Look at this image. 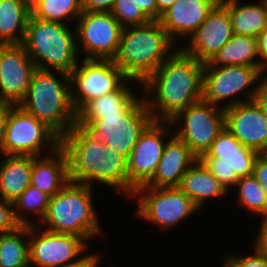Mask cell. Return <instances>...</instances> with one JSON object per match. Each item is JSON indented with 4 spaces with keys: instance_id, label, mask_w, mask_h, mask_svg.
<instances>
[{
    "instance_id": "cell-1",
    "label": "cell",
    "mask_w": 267,
    "mask_h": 267,
    "mask_svg": "<svg viewBox=\"0 0 267 267\" xmlns=\"http://www.w3.org/2000/svg\"><path fill=\"white\" fill-rule=\"evenodd\" d=\"M204 63L177 48L142 84L153 120L169 121L203 97Z\"/></svg>"
},
{
    "instance_id": "cell-2",
    "label": "cell",
    "mask_w": 267,
    "mask_h": 267,
    "mask_svg": "<svg viewBox=\"0 0 267 267\" xmlns=\"http://www.w3.org/2000/svg\"><path fill=\"white\" fill-rule=\"evenodd\" d=\"M60 146L68 158L70 181L93 188L97 182L128 197L127 160L82 127L74 125Z\"/></svg>"
},
{
    "instance_id": "cell-3",
    "label": "cell",
    "mask_w": 267,
    "mask_h": 267,
    "mask_svg": "<svg viewBox=\"0 0 267 267\" xmlns=\"http://www.w3.org/2000/svg\"><path fill=\"white\" fill-rule=\"evenodd\" d=\"M174 45L159 21L125 27L112 60L129 79L141 86L177 49Z\"/></svg>"
},
{
    "instance_id": "cell-4",
    "label": "cell",
    "mask_w": 267,
    "mask_h": 267,
    "mask_svg": "<svg viewBox=\"0 0 267 267\" xmlns=\"http://www.w3.org/2000/svg\"><path fill=\"white\" fill-rule=\"evenodd\" d=\"M18 105L44 122L60 138L76 125L68 73L37 68L26 96Z\"/></svg>"
},
{
    "instance_id": "cell-5",
    "label": "cell",
    "mask_w": 267,
    "mask_h": 267,
    "mask_svg": "<svg viewBox=\"0 0 267 267\" xmlns=\"http://www.w3.org/2000/svg\"><path fill=\"white\" fill-rule=\"evenodd\" d=\"M92 187L69 181L50 197L45 217L40 222L44 229L83 237L88 243L103 237V231L94 206ZM104 232V233H103Z\"/></svg>"
},
{
    "instance_id": "cell-6",
    "label": "cell",
    "mask_w": 267,
    "mask_h": 267,
    "mask_svg": "<svg viewBox=\"0 0 267 267\" xmlns=\"http://www.w3.org/2000/svg\"><path fill=\"white\" fill-rule=\"evenodd\" d=\"M69 27L67 23L44 21L30 16L21 45L36 68L68 74L75 68L80 58L75 28Z\"/></svg>"
},
{
    "instance_id": "cell-7",
    "label": "cell",
    "mask_w": 267,
    "mask_h": 267,
    "mask_svg": "<svg viewBox=\"0 0 267 267\" xmlns=\"http://www.w3.org/2000/svg\"><path fill=\"white\" fill-rule=\"evenodd\" d=\"M262 74L257 67L245 65L214 66L210 61L206 62L203 72L202 99L223 109L242 102L252 101Z\"/></svg>"
},
{
    "instance_id": "cell-8",
    "label": "cell",
    "mask_w": 267,
    "mask_h": 267,
    "mask_svg": "<svg viewBox=\"0 0 267 267\" xmlns=\"http://www.w3.org/2000/svg\"><path fill=\"white\" fill-rule=\"evenodd\" d=\"M131 198H137L135 217L152 222L161 229H171L200 211L178 187L154 188L141 186Z\"/></svg>"
},
{
    "instance_id": "cell-9",
    "label": "cell",
    "mask_w": 267,
    "mask_h": 267,
    "mask_svg": "<svg viewBox=\"0 0 267 267\" xmlns=\"http://www.w3.org/2000/svg\"><path fill=\"white\" fill-rule=\"evenodd\" d=\"M60 144L61 138L44 122L38 121L19 105L8 104L3 155L43 156L44 149L50 154Z\"/></svg>"
},
{
    "instance_id": "cell-10",
    "label": "cell",
    "mask_w": 267,
    "mask_h": 267,
    "mask_svg": "<svg viewBox=\"0 0 267 267\" xmlns=\"http://www.w3.org/2000/svg\"><path fill=\"white\" fill-rule=\"evenodd\" d=\"M169 122L173 135L199 158L225 128L224 109L201 99L180 110Z\"/></svg>"
},
{
    "instance_id": "cell-11",
    "label": "cell",
    "mask_w": 267,
    "mask_h": 267,
    "mask_svg": "<svg viewBox=\"0 0 267 267\" xmlns=\"http://www.w3.org/2000/svg\"><path fill=\"white\" fill-rule=\"evenodd\" d=\"M258 156L257 151L244 146L224 128L198 159L229 192L239 178L253 175Z\"/></svg>"
},
{
    "instance_id": "cell-12",
    "label": "cell",
    "mask_w": 267,
    "mask_h": 267,
    "mask_svg": "<svg viewBox=\"0 0 267 267\" xmlns=\"http://www.w3.org/2000/svg\"><path fill=\"white\" fill-rule=\"evenodd\" d=\"M152 121L142 97L126 114H100L84 129L128 160L141 133Z\"/></svg>"
},
{
    "instance_id": "cell-13",
    "label": "cell",
    "mask_w": 267,
    "mask_h": 267,
    "mask_svg": "<svg viewBox=\"0 0 267 267\" xmlns=\"http://www.w3.org/2000/svg\"><path fill=\"white\" fill-rule=\"evenodd\" d=\"M81 61L69 73L71 103L76 113L90 100L118 90L129 79L113 60Z\"/></svg>"
},
{
    "instance_id": "cell-14",
    "label": "cell",
    "mask_w": 267,
    "mask_h": 267,
    "mask_svg": "<svg viewBox=\"0 0 267 267\" xmlns=\"http://www.w3.org/2000/svg\"><path fill=\"white\" fill-rule=\"evenodd\" d=\"M123 27L111 12L83 11L76 20L78 55L86 59L112 60L118 50Z\"/></svg>"
},
{
    "instance_id": "cell-15",
    "label": "cell",
    "mask_w": 267,
    "mask_h": 267,
    "mask_svg": "<svg viewBox=\"0 0 267 267\" xmlns=\"http://www.w3.org/2000/svg\"><path fill=\"white\" fill-rule=\"evenodd\" d=\"M172 131L169 121L153 120L141 133L127 160L128 198L152 179Z\"/></svg>"
},
{
    "instance_id": "cell-16",
    "label": "cell",
    "mask_w": 267,
    "mask_h": 267,
    "mask_svg": "<svg viewBox=\"0 0 267 267\" xmlns=\"http://www.w3.org/2000/svg\"><path fill=\"white\" fill-rule=\"evenodd\" d=\"M30 267H57L73 262L89 249V243L72 234L50 232L39 224L29 225ZM83 253V254H82Z\"/></svg>"
},
{
    "instance_id": "cell-17",
    "label": "cell",
    "mask_w": 267,
    "mask_h": 267,
    "mask_svg": "<svg viewBox=\"0 0 267 267\" xmlns=\"http://www.w3.org/2000/svg\"><path fill=\"white\" fill-rule=\"evenodd\" d=\"M36 69L21 44L0 45V104L18 105Z\"/></svg>"
},
{
    "instance_id": "cell-18",
    "label": "cell",
    "mask_w": 267,
    "mask_h": 267,
    "mask_svg": "<svg viewBox=\"0 0 267 267\" xmlns=\"http://www.w3.org/2000/svg\"><path fill=\"white\" fill-rule=\"evenodd\" d=\"M232 36L229 12L219 1L181 49L197 61L206 63L213 59Z\"/></svg>"
},
{
    "instance_id": "cell-19",
    "label": "cell",
    "mask_w": 267,
    "mask_h": 267,
    "mask_svg": "<svg viewBox=\"0 0 267 267\" xmlns=\"http://www.w3.org/2000/svg\"><path fill=\"white\" fill-rule=\"evenodd\" d=\"M225 128L258 153L267 143V116L252 100L224 109Z\"/></svg>"
},
{
    "instance_id": "cell-20",
    "label": "cell",
    "mask_w": 267,
    "mask_h": 267,
    "mask_svg": "<svg viewBox=\"0 0 267 267\" xmlns=\"http://www.w3.org/2000/svg\"><path fill=\"white\" fill-rule=\"evenodd\" d=\"M219 1L177 0L161 14L158 21L174 43L178 38L187 40Z\"/></svg>"
},
{
    "instance_id": "cell-21",
    "label": "cell",
    "mask_w": 267,
    "mask_h": 267,
    "mask_svg": "<svg viewBox=\"0 0 267 267\" xmlns=\"http://www.w3.org/2000/svg\"><path fill=\"white\" fill-rule=\"evenodd\" d=\"M197 160L185 143L173 135L165 144L155 174L145 186L178 187L183 175Z\"/></svg>"
},
{
    "instance_id": "cell-22",
    "label": "cell",
    "mask_w": 267,
    "mask_h": 267,
    "mask_svg": "<svg viewBox=\"0 0 267 267\" xmlns=\"http://www.w3.org/2000/svg\"><path fill=\"white\" fill-rule=\"evenodd\" d=\"M69 181L68 158L61 146L43 157L33 156L30 185L52 197Z\"/></svg>"
},
{
    "instance_id": "cell-23",
    "label": "cell",
    "mask_w": 267,
    "mask_h": 267,
    "mask_svg": "<svg viewBox=\"0 0 267 267\" xmlns=\"http://www.w3.org/2000/svg\"><path fill=\"white\" fill-rule=\"evenodd\" d=\"M135 81L128 79L118 90L87 102L76 113V125L85 128L100 114H126L143 97L132 90Z\"/></svg>"
},
{
    "instance_id": "cell-24",
    "label": "cell",
    "mask_w": 267,
    "mask_h": 267,
    "mask_svg": "<svg viewBox=\"0 0 267 267\" xmlns=\"http://www.w3.org/2000/svg\"><path fill=\"white\" fill-rule=\"evenodd\" d=\"M178 188L201 210L206 200L229 195L230 192L198 159L183 175ZM225 195V196H224Z\"/></svg>"
},
{
    "instance_id": "cell-25",
    "label": "cell",
    "mask_w": 267,
    "mask_h": 267,
    "mask_svg": "<svg viewBox=\"0 0 267 267\" xmlns=\"http://www.w3.org/2000/svg\"><path fill=\"white\" fill-rule=\"evenodd\" d=\"M0 198L13 203L31 184L33 156L2 155Z\"/></svg>"
},
{
    "instance_id": "cell-26",
    "label": "cell",
    "mask_w": 267,
    "mask_h": 267,
    "mask_svg": "<svg viewBox=\"0 0 267 267\" xmlns=\"http://www.w3.org/2000/svg\"><path fill=\"white\" fill-rule=\"evenodd\" d=\"M227 8L233 34L257 37L267 25V0L241 3L240 0H220Z\"/></svg>"
},
{
    "instance_id": "cell-27",
    "label": "cell",
    "mask_w": 267,
    "mask_h": 267,
    "mask_svg": "<svg viewBox=\"0 0 267 267\" xmlns=\"http://www.w3.org/2000/svg\"><path fill=\"white\" fill-rule=\"evenodd\" d=\"M30 16L23 0H0V45L22 44Z\"/></svg>"
},
{
    "instance_id": "cell-28",
    "label": "cell",
    "mask_w": 267,
    "mask_h": 267,
    "mask_svg": "<svg viewBox=\"0 0 267 267\" xmlns=\"http://www.w3.org/2000/svg\"><path fill=\"white\" fill-rule=\"evenodd\" d=\"M257 38L233 34L210 61L214 66L245 65L257 67L262 73L265 68L260 64Z\"/></svg>"
},
{
    "instance_id": "cell-29",
    "label": "cell",
    "mask_w": 267,
    "mask_h": 267,
    "mask_svg": "<svg viewBox=\"0 0 267 267\" xmlns=\"http://www.w3.org/2000/svg\"><path fill=\"white\" fill-rule=\"evenodd\" d=\"M28 237L29 225L0 235V267H30Z\"/></svg>"
},
{
    "instance_id": "cell-30",
    "label": "cell",
    "mask_w": 267,
    "mask_h": 267,
    "mask_svg": "<svg viewBox=\"0 0 267 267\" xmlns=\"http://www.w3.org/2000/svg\"><path fill=\"white\" fill-rule=\"evenodd\" d=\"M50 196L42 192L38 188L29 185L20 196L13 202V215L15 221L19 225H34L33 220L29 218L31 216L38 219H34L35 224L38 225L45 217ZM31 213V215L26 216ZM28 217V218H27Z\"/></svg>"
},
{
    "instance_id": "cell-31",
    "label": "cell",
    "mask_w": 267,
    "mask_h": 267,
    "mask_svg": "<svg viewBox=\"0 0 267 267\" xmlns=\"http://www.w3.org/2000/svg\"><path fill=\"white\" fill-rule=\"evenodd\" d=\"M82 13L81 0H38L31 6L32 17L50 22L70 24Z\"/></svg>"
},
{
    "instance_id": "cell-32",
    "label": "cell",
    "mask_w": 267,
    "mask_h": 267,
    "mask_svg": "<svg viewBox=\"0 0 267 267\" xmlns=\"http://www.w3.org/2000/svg\"><path fill=\"white\" fill-rule=\"evenodd\" d=\"M235 189L238 191L235 201L239 207L262 217L259 220L267 219V195L253 175L239 178Z\"/></svg>"
},
{
    "instance_id": "cell-33",
    "label": "cell",
    "mask_w": 267,
    "mask_h": 267,
    "mask_svg": "<svg viewBox=\"0 0 267 267\" xmlns=\"http://www.w3.org/2000/svg\"><path fill=\"white\" fill-rule=\"evenodd\" d=\"M110 12L123 28L140 26L151 21L134 0H115Z\"/></svg>"
},
{
    "instance_id": "cell-34",
    "label": "cell",
    "mask_w": 267,
    "mask_h": 267,
    "mask_svg": "<svg viewBox=\"0 0 267 267\" xmlns=\"http://www.w3.org/2000/svg\"><path fill=\"white\" fill-rule=\"evenodd\" d=\"M244 256L236 255L235 253L227 256L223 262V267H267V261L256 251Z\"/></svg>"
},
{
    "instance_id": "cell-35",
    "label": "cell",
    "mask_w": 267,
    "mask_h": 267,
    "mask_svg": "<svg viewBox=\"0 0 267 267\" xmlns=\"http://www.w3.org/2000/svg\"><path fill=\"white\" fill-rule=\"evenodd\" d=\"M19 224L13 215V203L0 198V235L13 231Z\"/></svg>"
},
{
    "instance_id": "cell-36",
    "label": "cell",
    "mask_w": 267,
    "mask_h": 267,
    "mask_svg": "<svg viewBox=\"0 0 267 267\" xmlns=\"http://www.w3.org/2000/svg\"><path fill=\"white\" fill-rule=\"evenodd\" d=\"M253 101L267 116V72L260 76Z\"/></svg>"
},
{
    "instance_id": "cell-37",
    "label": "cell",
    "mask_w": 267,
    "mask_h": 267,
    "mask_svg": "<svg viewBox=\"0 0 267 267\" xmlns=\"http://www.w3.org/2000/svg\"><path fill=\"white\" fill-rule=\"evenodd\" d=\"M259 231L254 237V248L267 261V219L261 220Z\"/></svg>"
},
{
    "instance_id": "cell-38",
    "label": "cell",
    "mask_w": 267,
    "mask_h": 267,
    "mask_svg": "<svg viewBox=\"0 0 267 267\" xmlns=\"http://www.w3.org/2000/svg\"><path fill=\"white\" fill-rule=\"evenodd\" d=\"M102 256L100 253H90L88 255H82L77 260L60 265L57 267H99V262L101 261Z\"/></svg>"
},
{
    "instance_id": "cell-39",
    "label": "cell",
    "mask_w": 267,
    "mask_h": 267,
    "mask_svg": "<svg viewBox=\"0 0 267 267\" xmlns=\"http://www.w3.org/2000/svg\"><path fill=\"white\" fill-rule=\"evenodd\" d=\"M253 176L267 195V161L258 156L254 163Z\"/></svg>"
},
{
    "instance_id": "cell-40",
    "label": "cell",
    "mask_w": 267,
    "mask_h": 267,
    "mask_svg": "<svg viewBox=\"0 0 267 267\" xmlns=\"http://www.w3.org/2000/svg\"><path fill=\"white\" fill-rule=\"evenodd\" d=\"M115 0H81L83 11L110 12Z\"/></svg>"
},
{
    "instance_id": "cell-41",
    "label": "cell",
    "mask_w": 267,
    "mask_h": 267,
    "mask_svg": "<svg viewBox=\"0 0 267 267\" xmlns=\"http://www.w3.org/2000/svg\"><path fill=\"white\" fill-rule=\"evenodd\" d=\"M256 38L260 64L267 69V25Z\"/></svg>"
},
{
    "instance_id": "cell-42",
    "label": "cell",
    "mask_w": 267,
    "mask_h": 267,
    "mask_svg": "<svg viewBox=\"0 0 267 267\" xmlns=\"http://www.w3.org/2000/svg\"><path fill=\"white\" fill-rule=\"evenodd\" d=\"M134 2L151 21H157L156 0H134Z\"/></svg>"
},
{
    "instance_id": "cell-43",
    "label": "cell",
    "mask_w": 267,
    "mask_h": 267,
    "mask_svg": "<svg viewBox=\"0 0 267 267\" xmlns=\"http://www.w3.org/2000/svg\"><path fill=\"white\" fill-rule=\"evenodd\" d=\"M8 104H0V154L3 155V142L7 127Z\"/></svg>"
},
{
    "instance_id": "cell-44",
    "label": "cell",
    "mask_w": 267,
    "mask_h": 267,
    "mask_svg": "<svg viewBox=\"0 0 267 267\" xmlns=\"http://www.w3.org/2000/svg\"><path fill=\"white\" fill-rule=\"evenodd\" d=\"M177 0H156L157 3V21L159 20L161 14L167 10L172 4Z\"/></svg>"
},
{
    "instance_id": "cell-45",
    "label": "cell",
    "mask_w": 267,
    "mask_h": 267,
    "mask_svg": "<svg viewBox=\"0 0 267 267\" xmlns=\"http://www.w3.org/2000/svg\"><path fill=\"white\" fill-rule=\"evenodd\" d=\"M259 156L263 158L265 161H267V143L262 148V150L259 152Z\"/></svg>"
},
{
    "instance_id": "cell-46",
    "label": "cell",
    "mask_w": 267,
    "mask_h": 267,
    "mask_svg": "<svg viewBox=\"0 0 267 267\" xmlns=\"http://www.w3.org/2000/svg\"><path fill=\"white\" fill-rule=\"evenodd\" d=\"M27 5H29L30 7L36 3L38 0H23Z\"/></svg>"
}]
</instances>
